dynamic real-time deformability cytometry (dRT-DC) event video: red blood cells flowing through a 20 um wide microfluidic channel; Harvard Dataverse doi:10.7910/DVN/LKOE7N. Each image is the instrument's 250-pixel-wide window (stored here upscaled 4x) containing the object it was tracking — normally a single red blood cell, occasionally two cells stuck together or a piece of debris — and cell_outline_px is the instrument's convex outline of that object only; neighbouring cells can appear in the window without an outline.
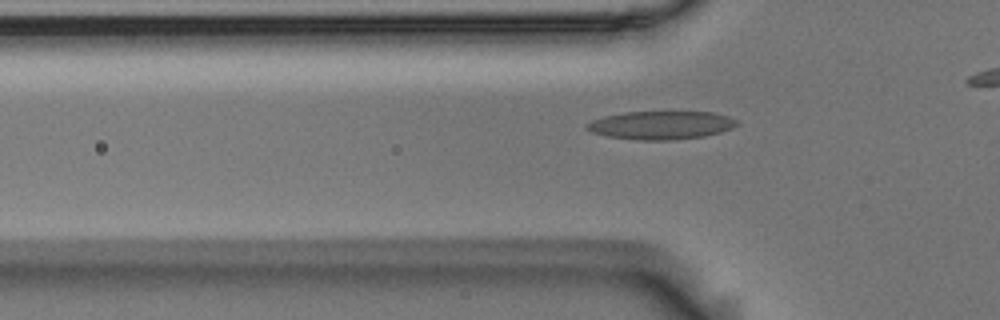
{"species": "Egyptian fruit bat (a non-hibernating species)", "species_latin": "Rousettus aegyptiacus", "temperature_condition": "room temperature", "stored_images_in_passage": 44, "camera_frame_rate_fps": 3000, "um_per_image_px": 0.085, "animal": {"sex": "male"}, "frame": {"image": 1, "passage_image": 17, "time_ms": 5.333, "image_size_px": [1000, 320], "cell_outline_px": [[736, 124], [732, 128], [720, 132], [704, 136], [668, 140], [640, 140], [608, 136], [592, 132], [584, 128], [584, 124], [592, 120], [604, 116], [624, 112], [712, 112], [728, 116], [736, 120]], "centroid_in_image_um": [56.14, 10.63], "position_along_channel_um": 69.7, "area_um2": 24.57}}
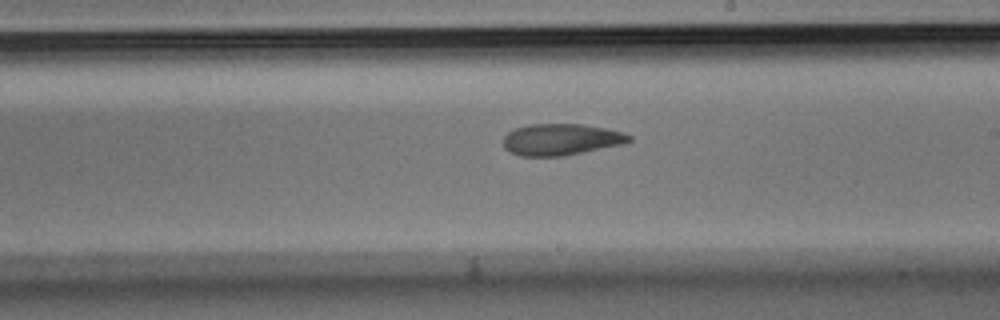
{"frame": {"image": 2, "passage_image": 31, "time_ms": 10.0, "image_size_px": [1000, 320], "cell_outline_px": [[632, 140], [620, 144], [564, 156], [520, 156], [504, 148], [504, 136], [508, 132], [516, 128], [528, 124], [580, 124], [608, 128], [632, 136]], "centroid_in_image_um": [47.66, 11.85], "position_along_channel_um": 241.3, "area_um2": 22.89}}
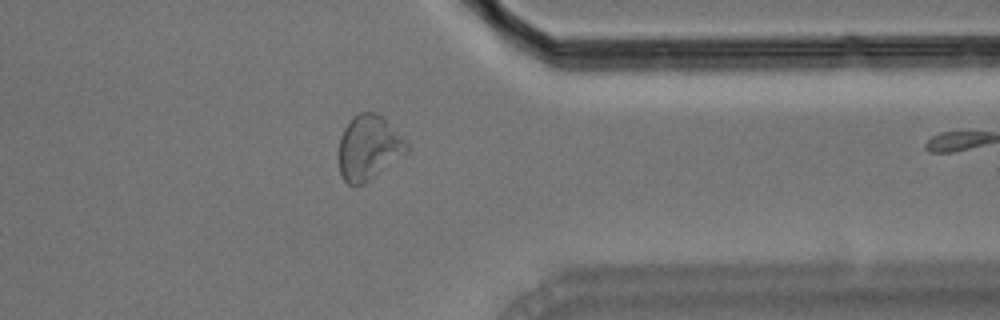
{"frame": {"image": 3, "passage_image": 43, "time_ms": 14.0, "image_size_px": [1000, 320], "cell_outline_px": [[408, 152], [364, 184], [348, 184], [344, 180], [340, 172], [340, 136], [344, 128], [352, 116], [360, 112], [376, 112], [384, 116], [408, 144]], "centroid_in_image_um": [31.35, 12.52], "position_along_channel_um": 380.1, "area_um2": 25.49}}